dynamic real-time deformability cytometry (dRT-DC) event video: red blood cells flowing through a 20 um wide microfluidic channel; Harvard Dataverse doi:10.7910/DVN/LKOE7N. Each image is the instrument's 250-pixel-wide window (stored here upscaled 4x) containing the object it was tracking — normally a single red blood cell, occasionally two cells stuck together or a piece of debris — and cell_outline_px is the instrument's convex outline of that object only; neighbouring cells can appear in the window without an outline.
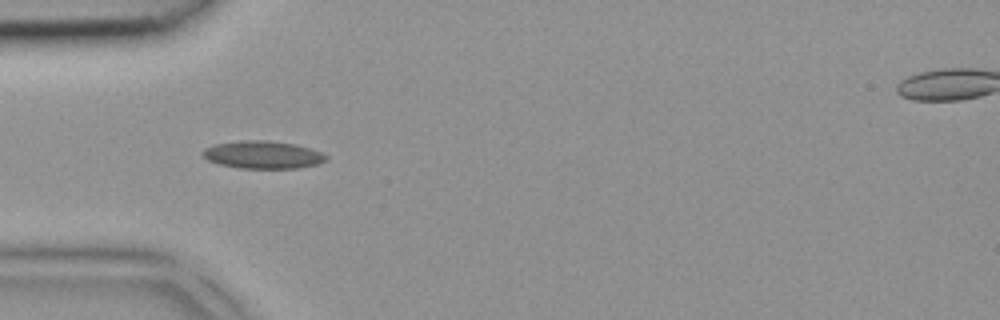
{"species": "common noctule bat (a hibernating species)", "species_latin": "Nyctalus noctula", "temperature_condition": "room temperature", "stored_images_in_passage": 2, "camera_frame_rate_fps": 3000, "um_per_image_px": 0.085, "animal": {"sex": "female", "body_mass_g": 18.4}, "frame": {"image": 1, "passage_image": 2, "time_ms": 0.333, "image_size_px": [1000, 320], "cell_outline_px": [[328, 160], [320, 164], [300, 168], [240, 168], [220, 164], [208, 160], [200, 152], [204, 148], [216, 144], [240, 140], [268, 140], [296, 144], [320, 152], [328, 156]], "centroid_in_image_um": [22.37, 13.15], "position_along_channel_um": 62.6, "area_um2": 20.0}}